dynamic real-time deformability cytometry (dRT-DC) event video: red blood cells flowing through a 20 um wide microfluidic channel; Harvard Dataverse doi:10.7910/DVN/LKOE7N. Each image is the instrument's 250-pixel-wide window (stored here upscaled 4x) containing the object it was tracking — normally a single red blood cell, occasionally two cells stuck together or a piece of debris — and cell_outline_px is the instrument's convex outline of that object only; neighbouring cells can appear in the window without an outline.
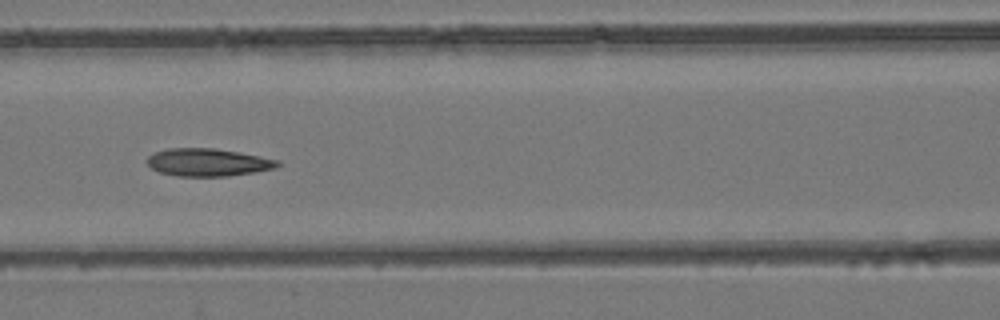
{"species": "common noctule bat (a hibernating species)", "species_latin": "Nyctalus noctula", "temperature_condition": "room temperature", "stored_images_in_passage": 7, "camera_frame_rate_fps": 3000, "um_per_image_px": 0.085, "animal": {"sex": "female", "body_mass_g": 24.6, "forearm_length_mm": 56.2}, "frame": {"image": 1, "passage_image": 6, "time_ms": 5.667, "image_size_px": [1000, 320], "cell_outline_px": [[280, 164], [276, 168], [256, 172], [228, 176], [176, 176], [160, 172], [152, 168], [144, 160], [148, 156], [156, 152], [168, 148], [216, 148], [240, 152], [280, 160]], "centroid_in_image_um": [17.69, 13.79], "position_along_channel_um": 148.9, "area_um2": 21.21}}
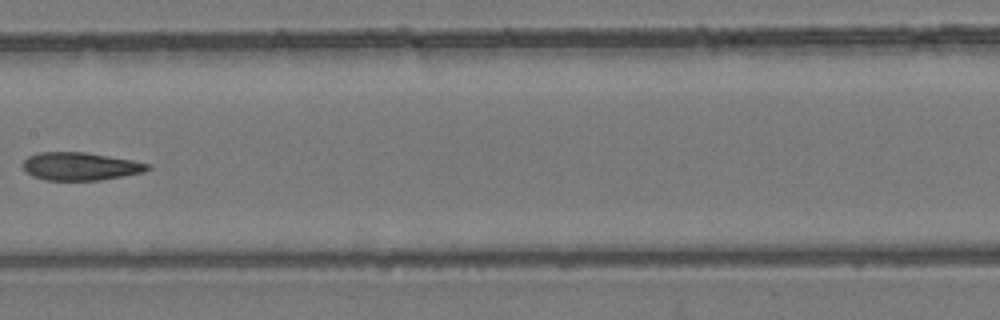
{"frame": {"image": 2, "passage_image": 7, "time_ms": 7.0, "image_size_px": [1000, 320], "cell_outline_px": [[152, 168], [144, 172], [100, 180], [44, 180], [32, 176], [24, 168], [24, 160], [28, 156], [40, 152], [84, 152], [132, 160], [148, 164]], "centroid_in_image_um": [6.83, 14.14], "position_along_channel_um": 200.6, "area_um2": 20.11}}